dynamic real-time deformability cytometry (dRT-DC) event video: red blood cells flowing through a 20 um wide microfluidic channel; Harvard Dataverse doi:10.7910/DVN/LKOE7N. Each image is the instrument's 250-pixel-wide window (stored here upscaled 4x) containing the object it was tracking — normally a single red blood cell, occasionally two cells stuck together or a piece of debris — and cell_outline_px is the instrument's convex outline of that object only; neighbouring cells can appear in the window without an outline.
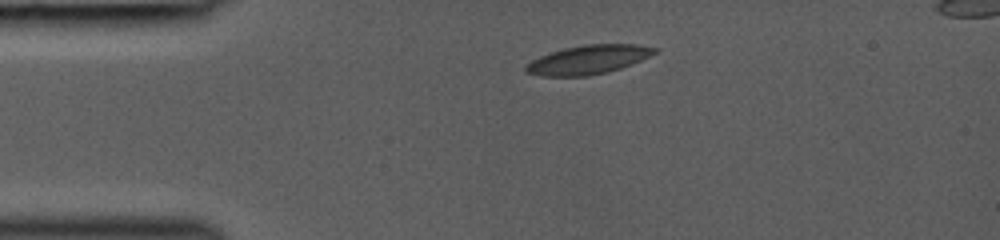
{"species": "common noctule bat (a hibernating species)", "species_latin": "Nyctalus noctula", "temperature_condition": "room temperature", "stored_images_in_passage": 34, "camera_frame_rate_fps": 3000, "um_per_image_px": 0.085, "animal": {"sex": "female", "body_mass_g": 19.0, "forearm_length_mm": 53.3}, "frame": {"image": 1, "passage_image": 1, "time_ms": 0.0, "image_size_px": [1000, 240], "cell_outline_px": [[660, 48], [656, 52], [632, 64], [608, 72], [588, 76], [540, 76], [524, 72], [524, 68], [532, 60], [540, 56], [564, 48], [584, 44], [640, 44]], "centroid_in_image_um": [50.01, 5.07], "position_along_channel_um": 35.0, "area_um2": 21.73}}
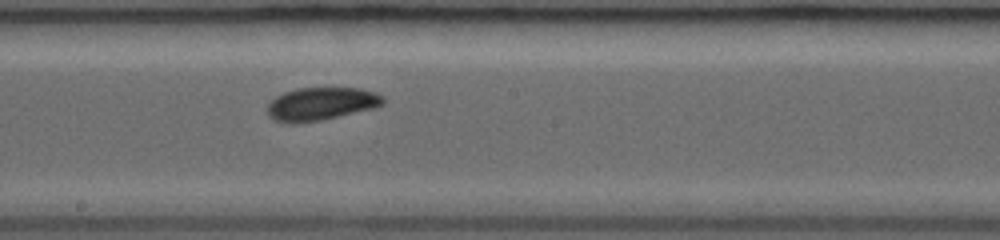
{"frame": {"image": 2, "passage_image": 16, "time_ms": 5.0, "image_size_px": [1000, 240], "cell_outline_px": [[384, 104], [376, 108], [320, 120], [296, 124], [288, 124], [272, 120], [268, 116], [268, 104], [276, 96], [284, 92], [296, 88], [360, 88], [376, 92], [384, 96]], "centroid_in_image_um": [27.29, 8.83], "position_along_channel_um": 220.9, "area_um2": 22.54}}
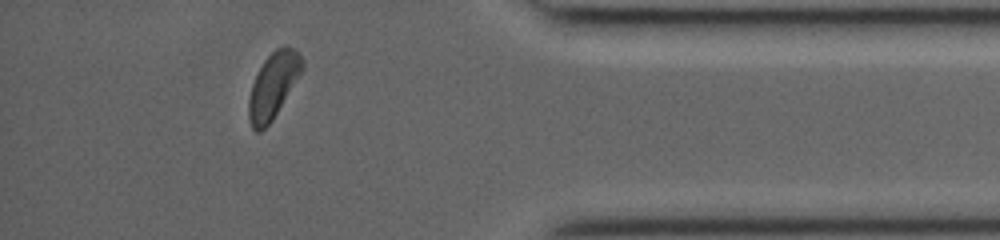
{"frame": {"image": 3, "passage_image": 30, "time_ms": 9.667, "image_size_px": [1000, 240], "cell_outline_px": [[304, 68], [272, 120], [260, 132], [256, 132], [252, 128], [248, 120], [248, 100], [252, 84], [264, 60], [276, 48], [284, 44], [288, 44], [304, 60]], "centroid_in_image_um": [23.21, 7.25], "position_along_channel_um": 412.0, "area_um2": 20.29}}